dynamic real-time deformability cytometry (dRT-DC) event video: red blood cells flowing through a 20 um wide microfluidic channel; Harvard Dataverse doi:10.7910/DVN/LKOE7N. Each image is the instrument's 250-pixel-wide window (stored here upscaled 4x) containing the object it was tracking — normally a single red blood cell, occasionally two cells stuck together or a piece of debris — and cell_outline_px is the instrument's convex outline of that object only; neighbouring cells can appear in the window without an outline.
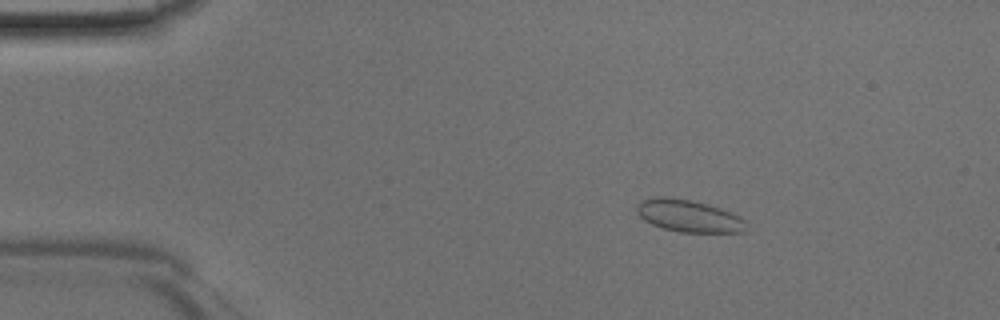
{"species": "Egyptian fruit bat (a non-hibernating species)", "species_latin": "Rousettus aegyptiacus", "temperature_condition": "room temperature", "stored_images_in_passage": 43, "camera_frame_rate_fps": 3000, "um_per_image_px": 0.085, "animal": {"sex": "male"}, "frame": {"image": 1, "passage_image": 4, "time_ms": 1.0, "image_size_px": [1000, 320], "cell_outline_px": [[744, 232], [680, 232], [664, 228], [652, 224], [644, 220], [640, 216], [636, 208], [640, 200], [656, 196], [660, 196], [692, 200], [708, 204], [720, 208], [740, 216], [744, 220]], "centroid_in_image_um": [58.51, 18.34], "position_along_channel_um": 26.5, "area_um2": 20.35}}
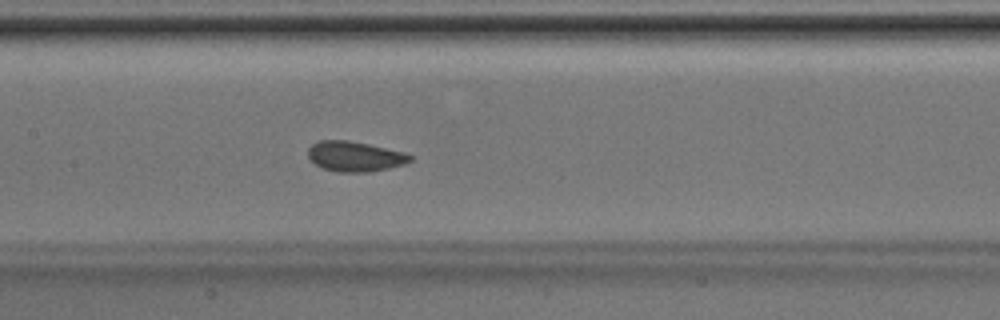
{"frame": {"image": 2, "passage_image": 19, "time_ms": 6.0, "image_size_px": [1000, 320], "cell_outline_px": [[412, 160], [404, 164], [372, 172], [336, 172], [320, 168], [308, 156], [308, 148], [312, 144], [320, 140], [348, 140], [368, 144], [404, 152], [412, 156]], "centroid_in_image_um": [30.15, 13.3], "position_along_channel_um": 177.3, "area_um2": 17.98}}
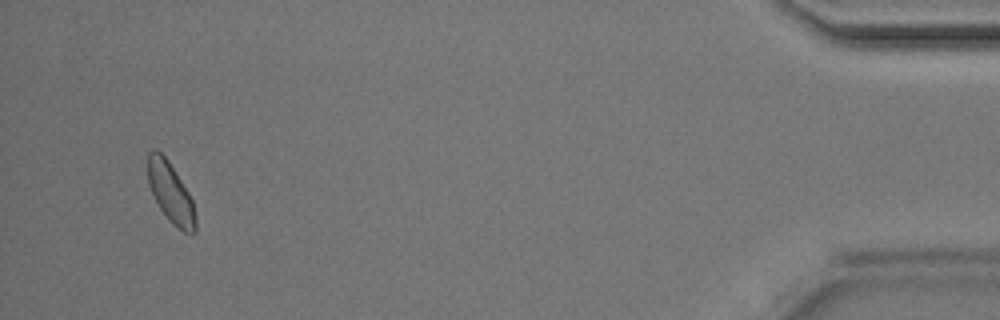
{"frame": {"image": 3, "passage_image": 41, "time_ms": 13.333, "image_size_px": [1000, 320], "cell_outline_px": [[196, 232], [192, 236], [184, 232], [172, 224], [168, 220], [160, 208], [148, 184], [148, 152], [152, 148], [156, 148], [168, 160], [188, 192], [192, 200], [196, 216]], "centroid_in_image_um": [14.52, 16.41], "position_along_channel_um": 420.7, "area_um2": 16.76}}